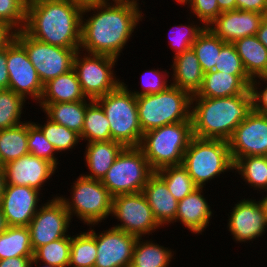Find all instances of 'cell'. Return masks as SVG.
<instances>
[{
    "instance_id": "obj_21",
    "label": "cell",
    "mask_w": 267,
    "mask_h": 267,
    "mask_svg": "<svg viewBox=\"0 0 267 267\" xmlns=\"http://www.w3.org/2000/svg\"><path fill=\"white\" fill-rule=\"evenodd\" d=\"M204 187H198L184 199L178 201L174 222H180L193 234H201L208 228L213 210L204 197Z\"/></svg>"
},
{
    "instance_id": "obj_35",
    "label": "cell",
    "mask_w": 267,
    "mask_h": 267,
    "mask_svg": "<svg viewBox=\"0 0 267 267\" xmlns=\"http://www.w3.org/2000/svg\"><path fill=\"white\" fill-rule=\"evenodd\" d=\"M225 43L208 27H205L198 35L192 44V49L195 51L204 73L214 70L221 48Z\"/></svg>"
},
{
    "instance_id": "obj_22",
    "label": "cell",
    "mask_w": 267,
    "mask_h": 267,
    "mask_svg": "<svg viewBox=\"0 0 267 267\" xmlns=\"http://www.w3.org/2000/svg\"><path fill=\"white\" fill-rule=\"evenodd\" d=\"M252 79L248 75H231L222 71L204 73L202 85L192 97L219 98L245 93Z\"/></svg>"
},
{
    "instance_id": "obj_15",
    "label": "cell",
    "mask_w": 267,
    "mask_h": 267,
    "mask_svg": "<svg viewBox=\"0 0 267 267\" xmlns=\"http://www.w3.org/2000/svg\"><path fill=\"white\" fill-rule=\"evenodd\" d=\"M233 162L246 156H267V114L252 111L228 140Z\"/></svg>"
},
{
    "instance_id": "obj_38",
    "label": "cell",
    "mask_w": 267,
    "mask_h": 267,
    "mask_svg": "<svg viewBox=\"0 0 267 267\" xmlns=\"http://www.w3.org/2000/svg\"><path fill=\"white\" fill-rule=\"evenodd\" d=\"M26 100L11 89L0 90V130L15 127L25 121L22 120L23 108Z\"/></svg>"
},
{
    "instance_id": "obj_23",
    "label": "cell",
    "mask_w": 267,
    "mask_h": 267,
    "mask_svg": "<svg viewBox=\"0 0 267 267\" xmlns=\"http://www.w3.org/2000/svg\"><path fill=\"white\" fill-rule=\"evenodd\" d=\"M142 193L161 227L174 224L178 201L156 173L149 178L148 183L143 187Z\"/></svg>"
},
{
    "instance_id": "obj_39",
    "label": "cell",
    "mask_w": 267,
    "mask_h": 267,
    "mask_svg": "<svg viewBox=\"0 0 267 267\" xmlns=\"http://www.w3.org/2000/svg\"><path fill=\"white\" fill-rule=\"evenodd\" d=\"M70 247L71 235L39 247L34 252V258L55 267H69Z\"/></svg>"
},
{
    "instance_id": "obj_60",
    "label": "cell",
    "mask_w": 267,
    "mask_h": 267,
    "mask_svg": "<svg viewBox=\"0 0 267 267\" xmlns=\"http://www.w3.org/2000/svg\"><path fill=\"white\" fill-rule=\"evenodd\" d=\"M127 1H131L133 4L140 6L139 0H127Z\"/></svg>"
},
{
    "instance_id": "obj_16",
    "label": "cell",
    "mask_w": 267,
    "mask_h": 267,
    "mask_svg": "<svg viewBox=\"0 0 267 267\" xmlns=\"http://www.w3.org/2000/svg\"><path fill=\"white\" fill-rule=\"evenodd\" d=\"M230 211L226 227L236 243H253L257 238H263L267 231V216L258 200L253 197L241 199Z\"/></svg>"
},
{
    "instance_id": "obj_49",
    "label": "cell",
    "mask_w": 267,
    "mask_h": 267,
    "mask_svg": "<svg viewBox=\"0 0 267 267\" xmlns=\"http://www.w3.org/2000/svg\"><path fill=\"white\" fill-rule=\"evenodd\" d=\"M15 32L6 22L0 21V50L4 49L14 39Z\"/></svg>"
},
{
    "instance_id": "obj_10",
    "label": "cell",
    "mask_w": 267,
    "mask_h": 267,
    "mask_svg": "<svg viewBox=\"0 0 267 267\" xmlns=\"http://www.w3.org/2000/svg\"><path fill=\"white\" fill-rule=\"evenodd\" d=\"M117 61V58L108 55L89 54L80 50L76 52L73 69L87 98L95 100L115 90L122 83L113 69Z\"/></svg>"
},
{
    "instance_id": "obj_29",
    "label": "cell",
    "mask_w": 267,
    "mask_h": 267,
    "mask_svg": "<svg viewBox=\"0 0 267 267\" xmlns=\"http://www.w3.org/2000/svg\"><path fill=\"white\" fill-rule=\"evenodd\" d=\"M151 240L137 238L130 267H169L171 260H175L172 249Z\"/></svg>"
},
{
    "instance_id": "obj_36",
    "label": "cell",
    "mask_w": 267,
    "mask_h": 267,
    "mask_svg": "<svg viewBox=\"0 0 267 267\" xmlns=\"http://www.w3.org/2000/svg\"><path fill=\"white\" fill-rule=\"evenodd\" d=\"M155 173L165 182L168 190L177 201L184 199L198 188L182 164L166 166Z\"/></svg>"
},
{
    "instance_id": "obj_3",
    "label": "cell",
    "mask_w": 267,
    "mask_h": 267,
    "mask_svg": "<svg viewBox=\"0 0 267 267\" xmlns=\"http://www.w3.org/2000/svg\"><path fill=\"white\" fill-rule=\"evenodd\" d=\"M252 111L250 88L243 94L230 97H192L193 136L228 141Z\"/></svg>"
},
{
    "instance_id": "obj_6",
    "label": "cell",
    "mask_w": 267,
    "mask_h": 267,
    "mask_svg": "<svg viewBox=\"0 0 267 267\" xmlns=\"http://www.w3.org/2000/svg\"><path fill=\"white\" fill-rule=\"evenodd\" d=\"M193 137L192 121L167 124L143 133L139 148L151 168L181 165Z\"/></svg>"
},
{
    "instance_id": "obj_47",
    "label": "cell",
    "mask_w": 267,
    "mask_h": 267,
    "mask_svg": "<svg viewBox=\"0 0 267 267\" xmlns=\"http://www.w3.org/2000/svg\"><path fill=\"white\" fill-rule=\"evenodd\" d=\"M236 9L258 12L267 16V0H236Z\"/></svg>"
},
{
    "instance_id": "obj_18",
    "label": "cell",
    "mask_w": 267,
    "mask_h": 267,
    "mask_svg": "<svg viewBox=\"0 0 267 267\" xmlns=\"http://www.w3.org/2000/svg\"><path fill=\"white\" fill-rule=\"evenodd\" d=\"M40 194V191L28 186L6 185L0 206L7 225L28 227L43 205L39 204Z\"/></svg>"
},
{
    "instance_id": "obj_14",
    "label": "cell",
    "mask_w": 267,
    "mask_h": 267,
    "mask_svg": "<svg viewBox=\"0 0 267 267\" xmlns=\"http://www.w3.org/2000/svg\"><path fill=\"white\" fill-rule=\"evenodd\" d=\"M7 69L9 89L26 101L33 99L37 105L42 97L44 85L25 48L15 38L7 45Z\"/></svg>"
},
{
    "instance_id": "obj_32",
    "label": "cell",
    "mask_w": 267,
    "mask_h": 267,
    "mask_svg": "<svg viewBox=\"0 0 267 267\" xmlns=\"http://www.w3.org/2000/svg\"><path fill=\"white\" fill-rule=\"evenodd\" d=\"M89 229L71 236L69 267H94L97 257L96 231ZM92 227V228H91Z\"/></svg>"
},
{
    "instance_id": "obj_11",
    "label": "cell",
    "mask_w": 267,
    "mask_h": 267,
    "mask_svg": "<svg viewBox=\"0 0 267 267\" xmlns=\"http://www.w3.org/2000/svg\"><path fill=\"white\" fill-rule=\"evenodd\" d=\"M14 38L25 48L43 85L73 69L74 56L79 49L43 43L29 36L23 29L16 31Z\"/></svg>"
},
{
    "instance_id": "obj_1",
    "label": "cell",
    "mask_w": 267,
    "mask_h": 267,
    "mask_svg": "<svg viewBox=\"0 0 267 267\" xmlns=\"http://www.w3.org/2000/svg\"><path fill=\"white\" fill-rule=\"evenodd\" d=\"M140 9L127 0H106L83 8L79 50L118 59L140 21L145 19Z\"/></svg>"
},
{
    "instance_id": "obj_24",
    "label": "cell",
    "mask_w": 267,
    "mask_h": 267,
    "mask_svg": "<svg viewBox=\"0 0 267 267\" xmlns=\"http://www.w3.org/2000/svg\"><path fill=\"white\" fill-rule=\"evenodd\" d=\"M172 62L171 69L173 73L169 84L195 95L201 87L204 77V72L195 51L191 47L174 56Z\"/></svg>"
},
{
    "instance_id": "obj_50",
    "label": "cell",
    "mask_w": 267,
    "mask_h": 267,
    "mask_svg": "<svg viewBox=\"0 0 267 267\" xmlns=\"http://www.w3.org/2000/svg\"><path fill=\"white\" fill-rule=\"evenodd\" d=\"M33 257H13L0 260V267H30Z\"/></svg>"
},
{
    "instance_id": "obj_48",
    "label": "cell",
    "mask_w": 267,
    "mask_h": 267,
    "mask_svg": "<svg viewBox=\"0 0 267 267\" xmlns=\"http://www.w3.org/2000/svg\"><path fill=\"white\" fill-rule=\"evenodd\" d=\"M9 88V73L7 69V46L0 50V90Z\"/></svg>"
},
{
    "instance_id": "obj_17",
    "label": "cell",
    "mask_w": 267,
    "mask_h": 267,
    "mask_svg": "<svg viewBox=\"0 0 267 267\" xmlns=\"http://www.w3.org/2000/svg\"><path fill=\"white\" fill-rule=\"evenodd\" d=\"M98 233L94 267H130L137 237L114 227Z\"/></svg>"
},
{
    "instance_id": "obj_13",
    "label": "cell",
    "mask_w": 267,
    "mask_h": 267,
    "mask_svg": "<svg viewBox=\"0 0 267 267\" xmlns=\"http://www.w3.org/2000/svg\"><path fill=\"white\" fill-rule=\"evenodd\" d=\"M71 220L57 194L43 203L28 225L33 251L52 241L70 236L68 229Z\"/></svg>"
},
{
    "instance_id": "obj_27",
    "label": "cell",
    "mask_w": 267,
    "mask_h": 267,
    "mask_svg": "<svg viewBox=\"0 0 267 267\" xmlns=\"http://www.w3.org/2000/svg\"><path fill=\"white\" fill-rule=\"evenodd\" d=\"M92 101L38 104L48 119L63 125L81 136L86 107Z\"/></svg>"
},
{
    "instance_id": "obj_8",
    "label": "cell",
    "mask_w": 267,
    "mask_h": 267,
    "mask_svg": "<svg viewBox=\"0 0 267 267\" xmlns=\"http://www.w3.org/2000/svg\"><path fill=\"white\" fill-rule=\"evenodd\" d=\"M71 185L69 197L58 196L64 203L71 219L76 215L87 227L98 225L112 214L113 196L101 180L88 179L82 176Z\"/></svg>"
},
{
    "instance_id": "obj_58",
    "label": "cell",
    "mask_w": 267,
    "mask_h": 267,
    "mask_svg": "<svg viewBox=\"0 0 267 267\" xmlns=\"http://www.w3.org/2000/svg\"><path fill=\"white\" fill-rule=\"evenodd\" d=\"M175 2L179 3L180 5L188 6L190 0H175Z\"/></svg>"
},
{
    "instance_id": "obj_4",
    "label": "cell",
    "mask_w": 267,
    "mask_h": 267,
    "mask_svg": "<svg viewBox=\"0 0 267 267\" xmlns=\"http://www.w3.org/2000/svg\"><path fill=\"white\" fill-rule=\"evenodd\" d=\"M142 132L167 124L192 121V95L174 85L156 94L136 97Z\"/></svg>"
},
{
    "instance_id": "obj_2",
    "label": "cell",
    "mask_w": 267,
    "mask_h": 267,
    "mask_svg": "<svg viewBox=\"0 0 267 267\" xmlns=\"http://www.w3.org/2000/svg\"><path fill=\"white\" fill-rule=\"evenodd\" d=\"M82 11L68 0H29L23 30L43 43L79 49Z\"/></svg>"
},
{
    "instance_id": "obj_51",
    "label": "cell",
    "mask_w": 267,
    "mask_h": 267,
    "mask_svg": "<svg viewBox=\"0 0 267 267\" xmlns=\"http://www.w3.org/2000/svg\"><path fill=\"white\" fill-rule=\"evenodd\" d=\"M256 37L267 48V16L262 20Z\"/></svg>"
},
{
    "instance_id": "obj_54",
    "label": "cell",
    "mask_w": 267,
    "mask_h": 267,
    "mask_svg": "<svg viewBox=\"0 0 267 267\" xmlns=\"http://www.w3.org/2000/svg\"><path fill=\"white\" fill-rule=\"evenodd\" d=\"M5 186H6L5 172L4 170H0V202L4 194Z\"/></svg>"
},
{
    "instance_id": "obj_46",
    "label": "cell",
    "mask_w": 267,
    "mask_h": 267,
    "mask_svg": "<svg viewBox=\"0 0 267 267\" xmlns=\"http://www.w3.org/2000/svg\"><path fill=\"white\" fill-rule=\"evenodd\" d=\"M264 83L265 85L267 84V76H260L252 79L250 91L253 99V110L267 114V85L264 87Z\"/></svg>"
},
{
    "instance_id": "obj_53",
    "label": "cell",
    "mask_w": 267,
    "mask_h": 267,
    "mask_svg": "<svg viewBox=\"0 0 267 267\" xmlns=\"http://www.w3.org/2000/svg\"><path fill=\"white\" fill-rule=\"evenodd\" d=\"M68 1L80 6L81 8H85L88 6L97 5V4L102 3L106 0H68Z\"/></svg>"
},
{
    "instance_id": "obj_52",
    "label": "cell",
    "mask_w": 267,
    "mask_h": 267,
    "mask_svg": "<svg viewBox=\"0 0 267 267\" xmlns=\"http://www.w3.org/2000/svg\"><path fill=\"white\" fill-rule=\"evenodd\" d=\"M221 12L236 10V0H217Z\"/></svg>"
},
{
    "instance_id": "obj_30",
    "label": "cell",
    "mask_w": 267,
    "mask_h": 267,
    "mask_svg": "<svg viewBox=\"0 0 267 267\" xmlns=\"http://www.w3.org/2000/svg\"><path fill=\"white\" fill-rule=\"evenodd\" d=\"M13 257H34L28 227L8 226L0 233V260Z\"/></svg>"
},
{
    "instance_id": "obj_26",
    "label": "cell",
    "mask_w": 267,
    "mask_h": 267,
    "mask_svg": "<svg viewBox=\"0 0 267 267\" xmlns=\"http://www.w3.org/2000/svg\"><path fill=\"white\" fill-rule=\"evenodd\" d=\"M93 101L86 97L74 69L49 80L44 84L43 94L38 104Z\"/></svg>"
},
{
    "instance_id": "obj_56",
    "label": "cell",
    "mask_w": 267,
    "mask_h": 267,
    "mask_svg": "<svg viewBox=\"0 0 267 267\" xmlns=\"http://www.w3.org/2000/svg\"><path fill=\"white\" fill-rule=\"evenodd\" d=\"M258 200L267 216V193L264 197L262 196L261 199H258Z\"/></svg>"
},
{
    "instance_id": "obj_59",
    "label": "cell",
    "mask_w": 267,
    "mask_h": 267,
    "mask_svg": "<svg viewBox=\"0 0 267 267\" xmlns=\"http://www.w3.org/2000/svg\"><path fill=\"white\" fill-rule=\"evenodd\" d=\"M4 167H5V164L1 158V155H0V170H4Z\"/></svg>"
},
{
    "instance_id": "obj_41",
    "label": "cell",
    "mask_w": 267,
    "mask_h": 267,
    "mask_svg": "<svg viewBox=\"0 0 267 267\" xmlns=\"http://www.w3.org/2000/svg\"><path fill=\"white\" fill-rule=\"evenodd\" d=\"M193 22V23H192ZM192 22L187 24H180V25H174L173 29H170L171 34H168L170 38L169 43L172 51L174 52L173 56H176L177 54L183 53L187 49L192 47V44L197 39L198 35L204 30V26L200 24V22L195 23V21L192 20ZM190 24V25H189ZM176 32V34H175Z\"/></svg>"
},
{
    "instance_id": "obj_44",
    "label": "cell",
    "mask_w": 267,
    "mask_h": 267,
    "mask_svg": "<svg viewBox=\"0 0 267 267\" xmlns=\"http://www.w3.org/2000/svg\"><path fill=\"white\" fill-rule=\"evenodd\" d=\"M214 71H222L231 75H247L233 43L226 42L222 46Z\"/></svg>"
},
{
    "instance_id": "obj_37",
    "label": "cell",
    "mask_w": 267,
    "mask_h": 267,
    "mask_svg": "<svg viewBox=\"0 0 267 267\" xmlns=\"http://www.w3.org/2000/svg\"><path fill=\"white\" fill-rule=\"evenodd\" d=\"M46 121L43 124H40L38 122H34L42 131L46 139L51 143L54 148L56 149L57 153L72 151V149L75 150V146L80 145V135L67 127L63 125H59L58 123H55L48 119L47 117ZM71 149V150H70Z\"/></svg>"
},
{
    "instance_id": "obj_40",
    "label": "cell",
    "mask_w": 267,
    "mask_h": 267,
    "mask_svg": "<svg viewBox=\"0 0 267 267\" xmlns=\"http://www.w3.org/2000/svg\"><path fill=\"white\" fill-rule=\"evenodd\" d=\"M28 150L33 156L45 159L58 168L60 163L55 155H58L56 149L32 120L28 121Z\"/></svg>"
},
{
    "instance_id": "obj_7",
    "label": "cell",
    "mask_w": 267,
    "mask_h": 267,
    "mask_svg": "<svg viewBox=\"0 0 267 267\" xmlns=\"http://www.w3.org/2000/svg\"><path fill=\"white\" fill-rule=\"evenodd\" d=\"M182 165L187 169L198 187L206 186L220 174L234 173L228 141L220 139H203L193 136L184 153Z\"/></svg>"
},
{
    "instance_id": "obj_55",
    "label": "cell",
    "mask_w": 267,
    "mask_h": 267,
    "mask_svg": "<svg viewBox=\"0 0 267 267\" xmlns=\"http://www.w3.org/2000/svg\"><path fill=\"white\" fill-rule=\"evenodd\" d=\"M8 225L6 222V219L3 215L1 206H0V233H2L3 231H5L7 229Z\"/></svg>"
},
{
    "instance_id": "obj_25",
    "label": "cell",
    "mask_w": 267,
    "mask_h": 267,
    "mask_svg": "<svg viewBox=\"0 0 267 267\" xmlns=\"http://www.w3.org/2000/svg\"><path fill=\"white\" fill-rule=\"evenodd\" d=\"M125 146L117 141L87 143L85 147V164L89 169L85 178L102 180Z\"/></svg>"
},
{
    "instance_id": "obj_12",
    "label": "cell",
    "mask_w": 267,
    "mask_h": 267,
    "mask_svg": "<svg viewBox=\"0 0 267 267\" xmlns=\"http://www.w3.org/2000/svg\"><path fill=\"white\" fill-rule=\"evenodd\" d=\"M111 217L120 221L112 227L137 238L153 235L161 227L142 192L114 196Z\"/></svg>"
},
{
    "instance_id": "obj_42",
    "label": "cell",
    "mask_w": 267,
    "mask_h": 267,
    "mask_svg": "<svg viewBox=\"0 0 267 267\" xmlns=\"http://www.w3.org/2000/svg\"><path fill=\"white\" fill-rule=\"evenodd\" d=\"M27 0H0V21L6 22L15 31L24 29Z\"/></svg>"
},
{
    "instance_id": "obj_28",
    "label": "cell",
    "mask_w": 267,
    "mask_h": 267,
    "mask_svg": "<svg viewBox=\"0 0 267 267\" xmlns=\"http://www.w3.org/2000/svg\"><path fill=\"white\" fill-rule=\"evenodd\" d=\"M233 44L251 79L267 76V48L257 39L256 35L236 40Z\"/></svg>"
},
{
    "instance_id": "obj_31",
    "label": "cell",
    "mask_w": 267,
    "mask_h": 267,
    "mask_svg": "<svg viewBox=\"0 0 267 267\" xmlns=\"http://www.w3.org/2000/svg\"><path fill=\"white\" fill-rule=\"evenodd\" d=\"M28 153V121L0 130V155L4 164Z\"/></svg>"
},
{
    "instance_id": "obj_19",
    "label": "cell",
    "mask_w": 267,
    "mask_h": 267,
    "mask_svg": "<svg viewBox=\"0 0 267 267\" xmlns=\"http://www.w3.org/2000/svg\"><path fill=\"white\" fill-rule=\"evenodd\" d=\"M56 170L51 162L28 153L5 164L6 185L28 186L41 191Z\"/></svg>"
},
{
    "instance_id": "obj_33",
    "label": "cell",
    "mask_w": 267,
    "mask_h": 267,
    "mask_svg": "<svg viewBox=\"0 0 267 267\" xmlns=\"http://www.w3.org/2000/svg\"><path fill=\"white\" fill-rule=\"evenodd\" d=\"M80 138L87 143L111 140L110 123L102 107L95 100L86 107Z\"/></svg>"
},
{
    "instance_id": "obj_5",
    "label": "cell",
    "mask_w": 267,
    "mask_h": 267,
    "mask_svg": "<svg viewBox=\"0 0 267 267\" xmlns=\"http://www.w3.org/2000/svg\"><path fill=\"white\" fill-rule=\"evenodd\" d=\"M123 82L95 101L102 107L110 123L111 140L125 147H139L143 132L139 122L136 96Z\"/></svg>"
},
{
    "instance_id": "obj_34",
    "label": "cell",
    "mask_w": 267,
    "mask_h": 267,
    "mask_svg": "<svg viewBox=\"0 0 267 267\" xmlns=\"http://www.w3.org/2000/svg\"><path fill=\"white\" fill-rule=\"evenodd\" d=\"M236 172L241 175L246 185H249L257 193L267 189V156H246L239 158L234 163ZM259 191V192H258Z\"/></svg>"
},
{
    "instance_id": "obj_57",
    "label": "cell",
    "mask_w": 267,
    "mask_h": 267,
    "mask_svg": "<svg viewBox=\"0 0 267 267\" xmlns=\"http://www.w3.org/2000/svg\"><path fill=\"white\" fill-rule=\"evenodd\" d=\"M38 264H40V262H38L34 257H33V259H32V261H31V265H30V267H55V266H52V265H49V264H45V263H42V264H40V265H42V266H39Z\"/></svg>"
},
{
    "instance_id": "obj_43",
    "label": "cell",
    "mask_w": 267,
    "mask_h": 267,
    "mask_svg": "<svg viewBox=\"0 0 267 267\" xmlns=\"http://www.w3.org/2000/svg\"><path fill=\"white\" fill-rule=\"evenodd\" d=\"M156 70L153 68L151 70H144L141 75V90H130L136 97L145 94H156L164 91L170 85L168 84L170 73L167 70ZM168 78V79H167ZM134 91V92H133Z\"/></svg>"
},
{
    "instance_id": "obj_9",
    "label": "cell",
    "mask_w": 267,
    "mask_h": 267,
    "mask_svg": "<svg viewBox=\"0 0 267 267\" xmlns=\"http://www.w3.org/2000/svg\"><path fill=\"white\" fill-rule=\"evenodd\" d=\"M154 173L139 147H125L101 182L113 197L140 193Z\"/></svg>"
},
{
    "instance_id": "obj_20",
    "label": "cell",
    "mask_w": 267,
    "mask_h": 267,
    "mask_svg": "<svg viewBox=\"0 0 267 267\" xmlns=\"http://www.w3.org/2000/svg\"><path fill=\"white\" fill-rule=\"evenodd\" d=\"M266 15L253 11L231 10L221 12L208 28L227 43L256 35Z\"/></svg>"
},
{
    "instance_id": "obj_45",
    "label": "cell",
    "mask_w": 267,
    "mask_h": 267,
    "mask_svg": "<svg viewBox=\"0 0 267 267\" xmlns=\"http://www.w3.org/2000/svg\"><path fill=\"white\" fill-rule=\"evenodd\" d=\"M190 14L197 17L204 27H208L221 13L217 0H190Z\"/></svg>"
}]
</instances>
